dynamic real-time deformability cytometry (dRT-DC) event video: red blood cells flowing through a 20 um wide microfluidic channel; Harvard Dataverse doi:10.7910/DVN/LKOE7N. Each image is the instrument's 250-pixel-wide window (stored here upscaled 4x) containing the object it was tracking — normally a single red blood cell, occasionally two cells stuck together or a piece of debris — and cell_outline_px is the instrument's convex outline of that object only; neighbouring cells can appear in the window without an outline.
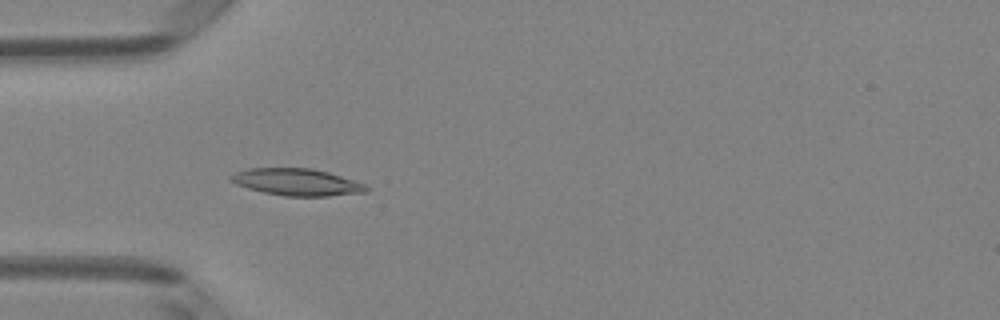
{"species": "Egyptian fruit bat (a non-hibernating species)", "species_latin": "Rousettus aegyptiacus", "temperature_condition": "room temperature", "stored_images_in_passage": 6, "camera_frame_rate_fps": 3000, "um_per_image_px": 0.085, "animal": {"sex": "female"}, "frame": {"image": 1, "passage_image": 5, "time_ms": 1.333, "image_size_px": [1000, 320], "cell_outline_px": [[368, 192], [328, 196], [284, 196], [264, 192], [248, 188], [236, 184], [228, 180], [228, 176], [236, 172], [248, 168], [312, 168], [328, 172], [364, 184], [368, 188]], "centroid_in_image_um": [25.19, 15.48], "position_along_channel_um": 59.8, "area_um2": 21.21}}
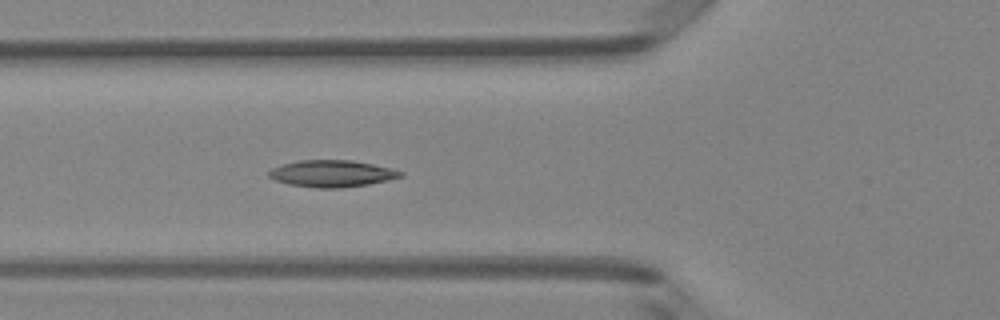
{"frame": {"image": 2, "passage_image": 6, "time_ms": 1.667, "image_size_px": [1000, 320], "cell_outline_px": [[404, 176], [388, 180], [368, 184], [340, 188], [316, 188], [288, 184], [276, 180], [268, 176], [268, 172], [272, 168], [284, 164], [300, 160], [352, 160], [372, 164], [404, 172]], "centroid_in_image_um": [28.21, 14.76], "position_along_channel_um": 97.6, "area_um2": 20.4}}